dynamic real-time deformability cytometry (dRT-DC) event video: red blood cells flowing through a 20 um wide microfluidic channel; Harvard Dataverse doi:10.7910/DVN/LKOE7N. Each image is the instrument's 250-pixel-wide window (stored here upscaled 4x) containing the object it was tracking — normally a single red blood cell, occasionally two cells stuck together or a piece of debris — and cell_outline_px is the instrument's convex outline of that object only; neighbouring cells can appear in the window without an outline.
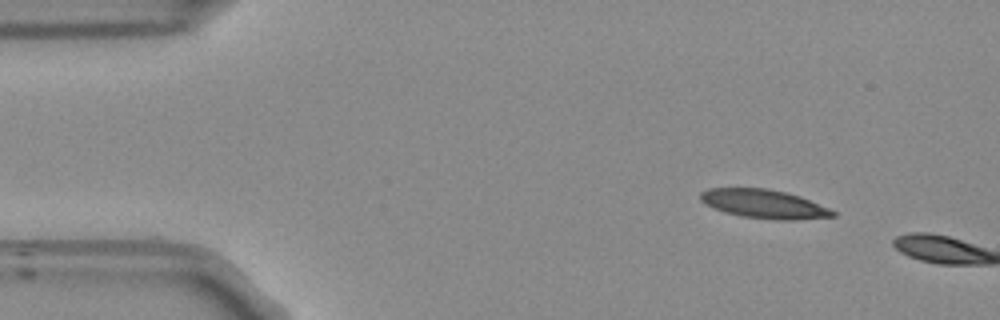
{"species": "Egyptian fruit bat (a non-hibernating species)", "species_latin": "Rousettus aegyptiacus", "temperature_condition": "room temperature", "stored_images_in_passage": 2, "camera_frame_rate_fps": 3000, "um_per_image_px": 0.085, "frame": {"image": 1, "passage_image": 1, "time_ms": 0.0, "image_size_px": [1000, 320], "cell_outline_px": [[836, 216], [796, 220], [776, 220], [744, 216], [724, 212], [700, 200], [700, 192], [708, 188], [768, 188], [800, 196], [828, 208], [836, 212]], "centroid_in_image_um": [64.95, 17.33], "position_along_channel_um": 20.0, "area_um2": 21.96}}